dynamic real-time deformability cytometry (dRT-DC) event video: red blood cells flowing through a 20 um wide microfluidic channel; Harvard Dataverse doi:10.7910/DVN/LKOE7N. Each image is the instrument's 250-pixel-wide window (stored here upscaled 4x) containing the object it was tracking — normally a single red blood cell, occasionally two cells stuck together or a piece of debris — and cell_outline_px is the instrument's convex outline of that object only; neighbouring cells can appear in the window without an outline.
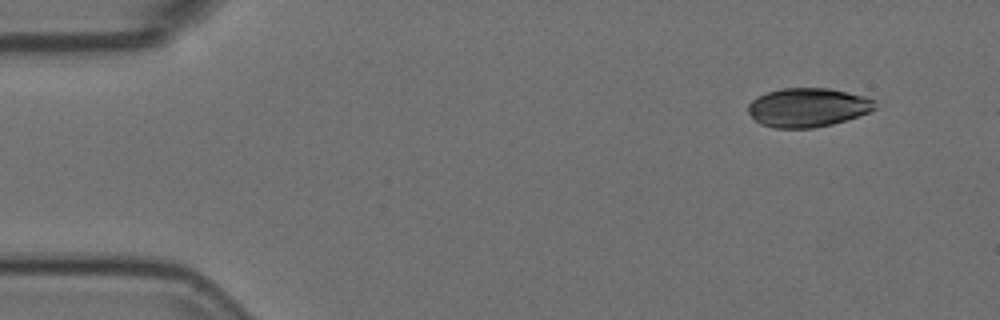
{"species": "Egyptian fruit bat (a non-hibernating species)", "species_latin": "Rousettus aegyptiacus", "temperature_condition": "room temperature", "stored_images_in_passage": 5, "camera_frame_rate_fps": 3000, "um_per_image_px": 0.085, "animal": {"sex": "female"}, "frame": {"image": 1, "passage_image": 1, "time_ms": 0.0, "image_size_px": [1000, 320], "cell_outline_px": [[876, 108], [868, 112], [832, 124], [812, 128], [776, 128], [760, 124], [748, 112], [748, 104], [752, 100], [768, 92], [784, 88], [828, 88], [848, 92], [864, 96], [876, 100]], "centroid_in_image_um": [68.66, 9.13], "position_along_channel_um": 16.3, "area_um2": 28.55}}